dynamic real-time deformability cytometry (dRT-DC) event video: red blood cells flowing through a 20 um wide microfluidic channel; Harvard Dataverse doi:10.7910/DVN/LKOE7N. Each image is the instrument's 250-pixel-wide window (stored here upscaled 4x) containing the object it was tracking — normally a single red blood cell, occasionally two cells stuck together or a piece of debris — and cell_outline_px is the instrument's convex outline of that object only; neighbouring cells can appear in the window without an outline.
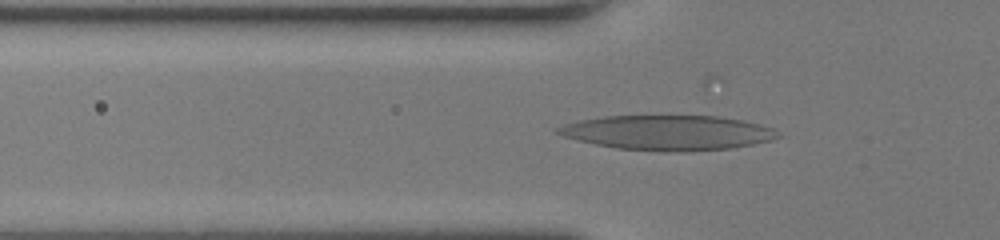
{"species": "human", "species_latin": "Homo sapiens", "temperature_condition": "room temperature", "stored_images_in_passage": 43, "camera_frame_rate_fps": 3000, "um_per_image_px": 0.085, "donor": {"sex": "female"}, "frame": {"image": 1, "passage_image": 12, "time_ms": 3.667, "image_size_px": [1000, 240], "cell_outline_px": [[784, 136], [772, 140], [752, 144], [728, 148], [688, 152], [664, 152], [616, 148], [596, 144], [564, 136], [552, 132], [552, 128], [564, 124], [580, 120], [604, 116], [720, 116], [744, 120], [760, 124], [772, 128]], "centroid_in_image_um": [56.77, 11.28], "position_along_channel_um": 69.0, "area_um2": 44.97}}
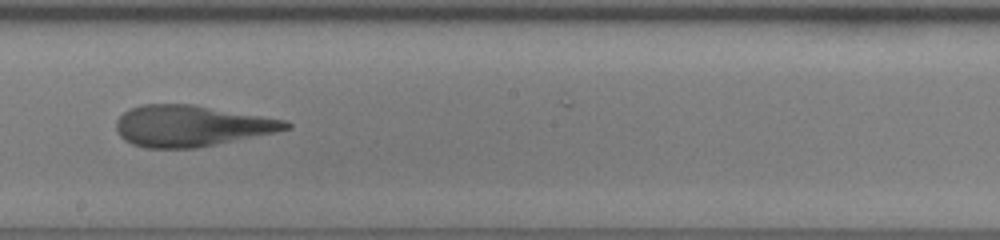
{"frame": {"image": 2, "passage_image": 24, "time_ms": 7.667, "image_size_px": [1000, 240], "cell_outline_px": [[292, 128], [276, 132], [196, 148], [144, 148], [132, 144], [124, 140], [120, 136], [116, 128], [116, 120], [128, 108], [140, 104], [192, 104], [284, 120], [292, 124]], "centroid_in_image_um": [16.21, 10.7], "position_along_channel_um": 232.0, "area_um2": 40.58}}
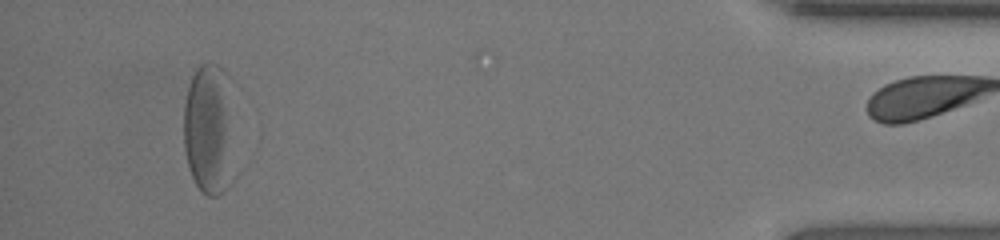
{"frame": {"image": 3, "passage_image": 42, "time_ms": 13.667, "image_size_px": [1000, 240], "cell_outline_px": [[240, 172], [232, 184], [228, 188], [216, 196], [208, 196], [200, 192], [188, 168], [184, 148], [184, 104], [188, 88], [192, 76], [196, 68], [200, 64], [208, 60], [220, 64], [224, 68], [228, 76]], "centroid_in_image_um": [17.89, 11.07], "position_along_channel_um": 417.3, "area_um2": 42.19}, "authors_computed_cell_mechanics": {"area_um2": 40.8068, "velocity_mm_per_s": 4.1329, "shape_relaxation_time_tau1_ms": 9.7412, "shape_relaxation_time_tau2_ms": 1.9238, "deformation_change_tau1": 0.3441, "deformation_change_tau2": 0.1274}}